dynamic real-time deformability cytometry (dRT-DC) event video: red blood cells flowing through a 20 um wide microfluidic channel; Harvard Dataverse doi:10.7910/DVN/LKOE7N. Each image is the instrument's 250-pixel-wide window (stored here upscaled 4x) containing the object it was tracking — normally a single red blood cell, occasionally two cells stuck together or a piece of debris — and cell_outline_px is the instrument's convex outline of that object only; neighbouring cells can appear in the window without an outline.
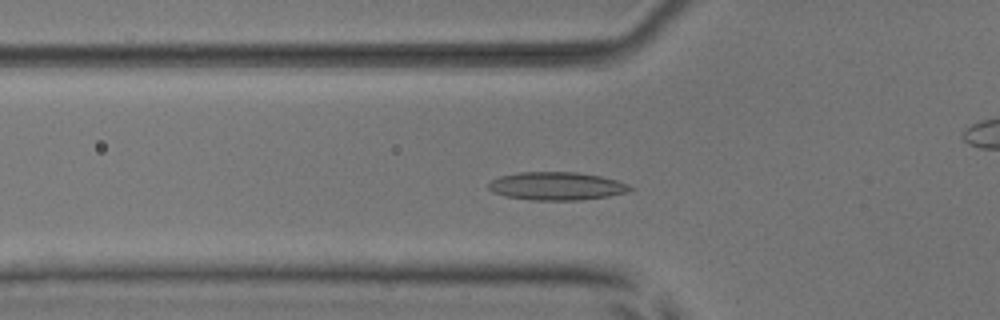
{"species": "common noctule bat (a hibernating species)", "species_latin": "Nyctalus noctula", "temperature_condition": "room temperature", "stored_images_in_passage": 52, "camera_frame_rate_fps": 3000, "um_per_image_px": 0.085, "animal": {"sex": "male", "body_mass_g": 17.9, "forearm_length_mm": 54.2}, "frame": {"image": 1, "passage_image": 16, "time_ms": 5.0, "image_size_px": [1000, 320], "cell_outline_px": [[636, 188], [628, 192], [608, 196], [580, 200], [528, 200], [504, 196], [492, 192], [488, 188], [488, 184], [492, 180], [500, 176], [520, 172], [576, 172], [600, 176], [616, 180], [628, 184]], "centroid_in_image_um": [47.31, 15.82], "position_along_channel_um": 78.5, "area_um2": 23.29}}
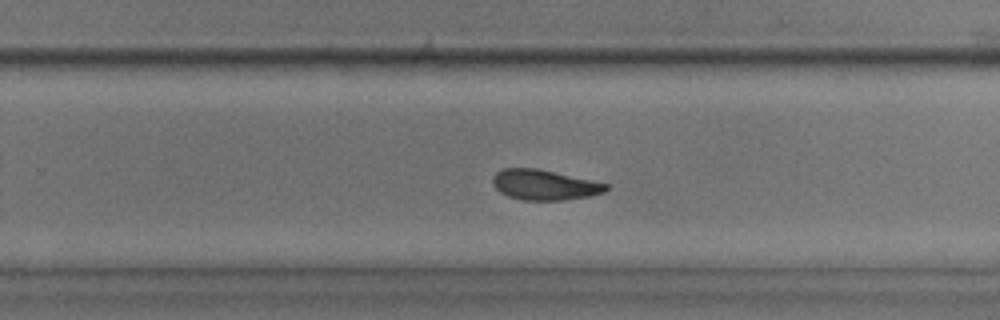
{"frame": {"image": 2, "passage_image": 32, "time_ms": 10.333, "image_size_px": [1000, 320], "cell_outline_px": [[608, 188], [604, 192], [592, 196], [564, 200], [520, 200], [508, 196], [500, 192], [496, 188], [492, 180], [492, 176], [496, 172], [504, 168], [536, 168], [608, 184]], "centroid_in_image_um": [46.25, 15.72], "position_along_channel_um": 283.5, "area_um2": 19.88}}
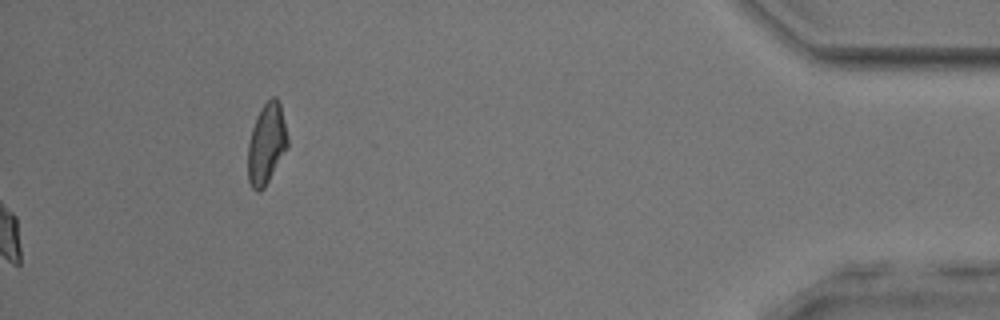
{"frame": {"image": 3, "passage_image": 52, "time_ms": 17.0, "image_size_px": [1000, 320], "cell_outline_px": [[288, 148], [264, 188], [260, 192], [256, 192], [252, 188], [248, 180], [248, 144], [252, 128], [264, 104], [272, 96], [276, 96], [280, 104], [288, 136]], "centroid_in_image_um": [22.66, 12.26], "position_along_channel_um": 412.5, "area_um2": 18.61}, "authors_computed_cell_mechanics": {"area_um2": 20.8658, "velocity_mm_per_s": 3.8566, "shape_relaxation_time_tau1_ms": 4.5333, "shape_relaxation_time_tau2_ms": 2.9138, "deformation_change_tau1": 0.1091, "deformation_change_tau2": 0.0874}}